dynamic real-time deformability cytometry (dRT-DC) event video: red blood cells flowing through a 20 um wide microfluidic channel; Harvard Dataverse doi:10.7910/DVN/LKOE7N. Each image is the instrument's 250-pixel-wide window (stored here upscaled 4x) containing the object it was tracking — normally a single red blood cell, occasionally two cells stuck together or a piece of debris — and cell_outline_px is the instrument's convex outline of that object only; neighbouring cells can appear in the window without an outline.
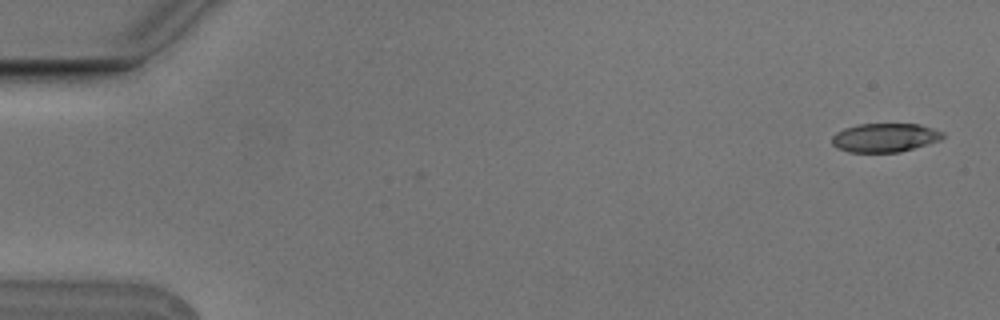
{"species": "Egyptian fruit bat (a non-hibernating species)", "species_latin": "Rousettus aegyptiacus", "temperature_condition": "cold", "stored_images_in_passage": 8, "camera_frame_rate_fps": 3000, "um_per_image_px": 0.085, "animal": {"sex": "male"}, "frame": {"image": 1, "passage_image": 1, "time_ms": 0.0, "image_size_px": [1000, 320], "cell_outline_px": [[944, 136], [940, 140], [900, 152], [848, 152], [836, 148], [832, 144], [832, 136], [836, 132], [844, 128], [860, 124], [920, 124], [944, 132]], "centroid_in_image_um": [75.19, 11.7], "position_along_channel_um": 9.8, "area_um2": 18.61}}
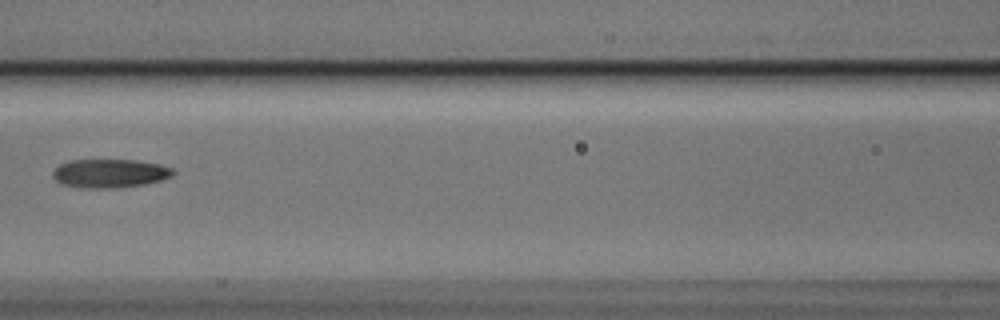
{"frame": {"image": 2, "passage_image": 7, "time_ms": 2.0, "image_size_px": [1000, 320], "cell_outline_px": [[176, 172], [172, 176], [160, 180], [144, 184], [116, 188], [80, 188], [60, 184], [52, 176], [52, 172], [60, 164], [68, 160], [136, 160], [160, 164], [172, 168]], "centroid_in_image_um": [9.32, 14.74], "position_along_channel_um": 157.3, "area_um2": 20.23}}
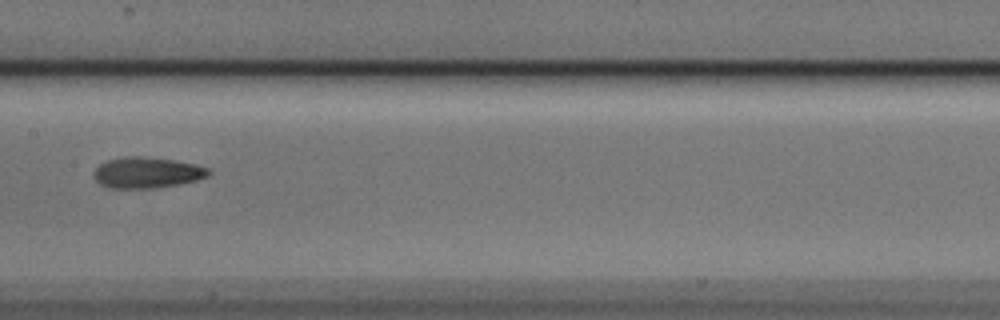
{"frame": {"image": 3, "passage_image": 8, "time_ms": 2.333, "image_size_px": [1000, 320], "cell_outline_px": [[212, 172], [208, 176], [196, 180], [180, 184], [156, 188], [108, 188], [100, 184], [96, 180], [96, 168], [100, 164], [108, 160], [124, 156], [140, 156], [176, 160], [196, 164], [208, 168]], "centroid_in_image_um": [12.54, 14.67], "position_along_channel_um": 194.9, "area_um2": 20.69}}